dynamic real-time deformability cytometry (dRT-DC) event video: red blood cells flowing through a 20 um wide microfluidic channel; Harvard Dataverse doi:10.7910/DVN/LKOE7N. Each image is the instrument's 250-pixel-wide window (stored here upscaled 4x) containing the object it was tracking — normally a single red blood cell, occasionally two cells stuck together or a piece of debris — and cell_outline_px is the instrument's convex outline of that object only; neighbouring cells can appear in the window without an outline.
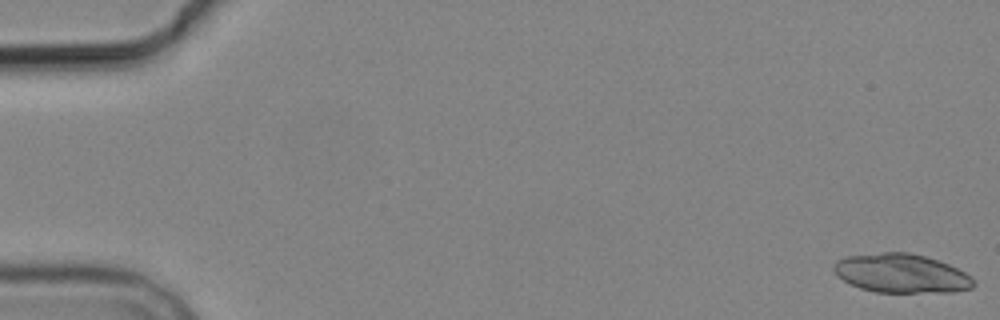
{"species": "common noctule bat (a hibernating species)", "species_latin": "Nyctalus noctula", "temperature_condition": "cold", "stored_images_in_passage": 2, "camera_frame_rate_fps": 3000, "um_per_image_px": 0.085, "animal": {"sex": "male", "body_mass_g": 19.2, "forearm_length_mm": 51.8}, "frame": {"image": 1, "passage_image": 1, "time_ms": 0.0, "image_size_px": [1000, 320], "cell_outline_px": [[976, 284], [972, 288], [956, 292], [876, 292], [860, 288], [844, 280], [832, 268], [836, 260], [848, 256], [884, 252], [908, 252], [924, 256], [948, 264], [972, 276], [976, 280]], "centroid_in_image_um": [76.66, 23.24], "position_along_channel_um": 8.3, "area_um2": 31.62}}